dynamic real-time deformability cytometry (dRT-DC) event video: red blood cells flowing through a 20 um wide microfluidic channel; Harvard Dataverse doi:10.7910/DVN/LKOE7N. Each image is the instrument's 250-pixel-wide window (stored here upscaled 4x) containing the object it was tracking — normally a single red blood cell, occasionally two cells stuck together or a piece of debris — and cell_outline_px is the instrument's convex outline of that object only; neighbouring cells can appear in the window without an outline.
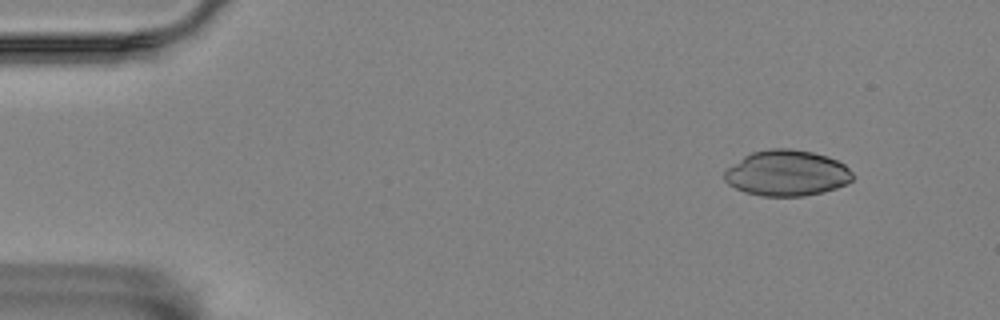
{"species": "Egyptian fruit bat (a non-hibernating species)", "species_latin": "Rousettus aegyptiacus", "temperature_condition": "room temperature", "stored_images_in_passage": 3, "camera_frame_rate_fps": 3000, "um_per_image_px": 0.085, "animal": {"sex": "female"}, "frame": {"image": 1, "passage_image": 3, "time_ms": 5.333, "image_size_px": [1000, 320], "cell_outline_px": [[852, 180], [836, 188], [824, 192], [804, 196], [764, 196], [744, 192], [728, 184], [724, 180], [724, 172], [728, 168], [744, 156], [752, 152], [768, 148], [792, 148], [812, 152], [828, 156], [844, 164], [852, 172]], "centroid_in_image_um": [66.87, 14.71], "position_along_channel_um": 18.1, "area_um2": 34.22}}